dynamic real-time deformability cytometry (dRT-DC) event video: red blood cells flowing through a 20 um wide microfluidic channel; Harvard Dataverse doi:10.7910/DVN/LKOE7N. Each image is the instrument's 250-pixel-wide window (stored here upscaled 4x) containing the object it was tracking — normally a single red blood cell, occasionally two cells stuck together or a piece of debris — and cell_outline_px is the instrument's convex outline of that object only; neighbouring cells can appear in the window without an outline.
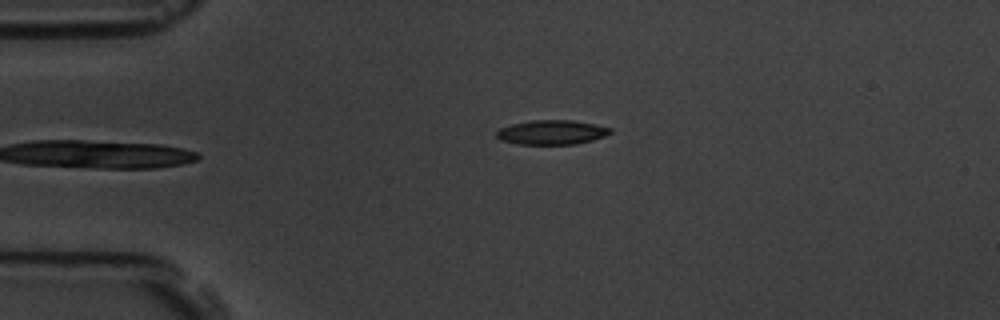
{"species": "common noctule bat (a hibernating species)", "species_latin": "Nyctalus noctula", "temperature_condition": "room temperature", "stored_images_in_passage": 4, "camera_frame_rate_fps": 3000, "um_per_image_px": 0.085, "animal": {"sex": "male", "body_mass_g": 19.5, "forearm_length_mm": 54.6}, "frame": {"image": 1, "passage_image": 4, "time_ms": 4.333, "image_size_px": [1000, 320], "cell_outline_px": [[612, 132], [604, 136], [592, 140], [576, 144], [516, 144], [500, 140], [496, 136], [496, 132], [500, 128], [512, 124], [532, 120], [572, 120], [596, 124], [612, 128]], "centroid_in_image_um": [46.9, 11.24], "position_along_channel_um": 38.1, "area_um2": 16.24}}